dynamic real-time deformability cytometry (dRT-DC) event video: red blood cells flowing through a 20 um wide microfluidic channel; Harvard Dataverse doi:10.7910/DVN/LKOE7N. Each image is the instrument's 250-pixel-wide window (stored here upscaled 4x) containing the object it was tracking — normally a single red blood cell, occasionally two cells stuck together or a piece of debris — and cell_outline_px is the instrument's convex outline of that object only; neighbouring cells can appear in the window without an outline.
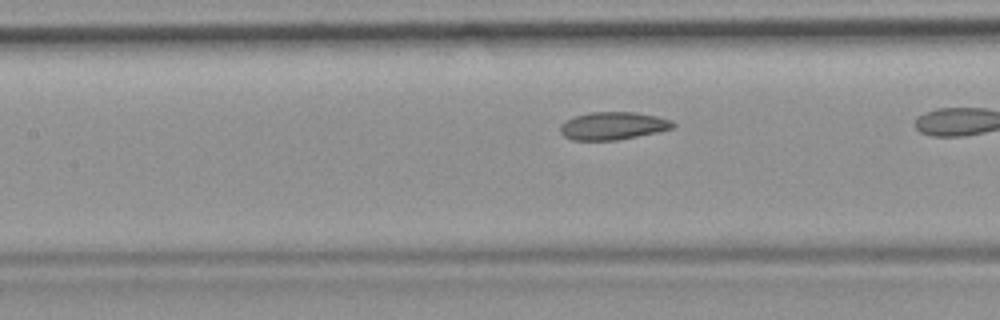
{"species": "common noctule bat (a hibernating species)", "species_latin": "Nyctalus noctula", "temperature_condition": "room temperature", "stored_images_in_passage": 25, "camera_frame_rate_fps": 3000, "um_per_image_px": 0.085, "animal": {"sex": "female", "body_mass_g": 19.9}, "frame": {"image": 1, "passage_image": 8, "time_ms": 2.333, "image_size_px": [1000, 320], "cell_outline_px": [[676, 124], [672, 128], [656, 132], [616, 140], [572, 140], [564, 136], [560, 132], [560, 124], [564, 120], [576, 116], [592, 112], [636, 112], [656, 116], [672, 120]], "centroid_in_image_um": [52.08, 10.69], "position_along_channel_um": 155.3, "area_um2": 18.15}}